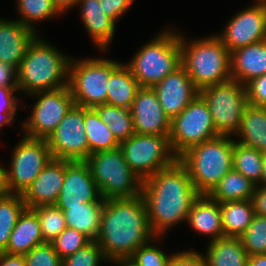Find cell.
I'll return each instance as SVG.
<instances>
[{"mask_svg": "<svg viewBox=\"0 0 266 266\" xmlns=\"http://www.w3.org/2000/svg\"><path fill=\"white\" fill-rule=\"evenodd\" d=\"M153 233L142 195L104 200L101 227L96 238L106 259L128 260Z\"/></svg>", "mask_w": 266, "mask_h": 266, "instance_id": "obj_1", "label": "cell"}, {"mask_svg": "<svg viewBox=\"0 0 266 266\" xmlns=\"http://www.w3.org/2000/svg\"><path fill=\"white\" fill-rule=\"evenodd\" d=\"M35 30L17 21L0 19V62L18 69L28 46L37 37Z\"/></svg>", "mask_w": 266, "mask_h": 266, "instance_id": "obj_20", "label": "cell"}, {"mask_svg": "<svg viewBox=\"0 0 266 266\" xmlns=\"http://www.w3.org/2000/svg\"><path fill=\"white\" fill-rule=\"evenodd\" d=\"M248 104L266 108V74L245 85Z\"/></svg>", "mask_w": 266, "mask_h": 266, "instance_id": "obj_43", "label": "cell"}, {"mask_svg": "<svg viewBox=\"0 0 266 266\" xmlns=\"http://www.w3.org/2000/svg\"><path fill=\"white\" fill-rule=\"evenodd\" d=\"M224 237H240L255 216L252 200H235L220 203Z\"/></svg>", "mask_w": 266, "mask_h": 266, "instance_id": "obj_28", "label": "cell"}, {"mask_svg": "<svg viewBox=\"0 0 266 266\" xmlns=\"http://www.w3.org/2000/svg\"><path fill=\"white\" fill-rule=\"evenodd\" d=\"M172 256L151 245L139 247L128 261L134 266H167Z\"/></svg>", "mask_w": 266, "mask_h": 266, "instance_id": "obj_41", "label": "cell"}, {"mask_svg": "<svg viewBox=\"0 0 266 266\" xmlns=\"http://www.w3.org/2000/svg\"><path fill=\"white\" fill-rule=\"evenodd\" d=\"M84 125L89 144V156L97 151L120 147V142L93 108L84 107Z\"/></svg>", "mask_w": 266, "mask_h": 266, "instance_id": "obj_31", "label": "cell"}, {"mask_svg": "<svg viewBox=\"0 0 266 266\" xmlns=\"http://www.w3.org/2000/svg\"><path fill=\"white\" fill-rule=\"evenodd\" d=\"M57 10L62 13L71 6L78 4V0H53Z\"/></svg>", "mask_w": 266, "mask_h": 266, "instance_id": "obj_51", "label": "cell"}, {"mask_svg": "<svg viewBox=\"0 0 266 266\" xmlns=\"http://www.w3.org/2000/svg\"><path fill=\"white\" fill-rule=\"evenodd\" d=\"M141 195L150 227L157 236L171 225L187 220L192 204L200 196L179 161L143 180Z\"/></svg>", "mask_w": 266, "mask_h": 266, "instance_id": "obj_2", "label": "cell"}, {"mask_svg": "<svg viewBox=\"0 0 266 266\" xmlns=\"http://www.w3.org/2000/svg\"><path fill=\"white\" fill-rule=\"evenodd\" d=\"M248 266H266V254H255L249 256Z\"/></svg>", "mask_w": 266, "mask_h": 266, "instance_id": "obj_50", "label": "cell"}, {"mask_svg": "<svg viewBox=\"0 0 266 266\" xmlns=\"http://www.w3.org/2000/svg\"><path fill=\"white\" fill-rule=\"evenodd\" d=\"M255 214L266 217V186L256 187L253 195Z\"/></svg>", "mask_w": 266, "mask_h": 266, "instance_id": "obj_47", "label": "cell"}, {"mask_svg": "<svg viewBox=\"0 0 266 266\" xmlns=\"http://www.w3.org/2000/svg\"><path fill=\"white\" fill-rule=\"evenodd\" d=\"M69 64L70 59L37 36L17 69L18 90L33 95L68 86ZM65 77L66 81L62 80Z\"/></svg>", "mask_w": 266, "mask_h": 266, "instance_id": "obj_3", "label": "cell"}, {"mask_svg": "<svg viewBox=\"0 0 266 266\" xmlns=\"http://www.w3.org/2000/svg\"><path fill=\"white\" fill-rule=\"evenodd\" d=\"M115 262L120 263L121 266H134L128 260H119V261H115Z\"/></svg>", "mask_w": 266, "mask_h": 266, "instance_id": "obj_53", "label": "cell"}, {"mask_svg": "<svg viewBox=\"0 0 266 266\" xmlns=\"http://www.w3.org/2000/svg\"><path fill=\"white\" fill-rule=\"evenodd\" d=\"M153 89L170 120L179 115L199 94V90L182 65L168 74Z\"/></svg>", "mask_w": 266, "mask_h": 266, "instance_id": "obj_18", "label": "cell"}, {"mask_svg": "<svg viewBox=\"0 0 266 266\" xmlns=\"http://www.w3.org/2000/svg\"><path fill=\"white\" fill-rule=\"evenodd\" d=\"M241 141H235L266 153V108L248 104L241 119Z\"/></svg>", "mask_w": 266, "mask_h": 266, "instance_id": "obj_26", "label": "cell"}, {"mask_svg": "<svg viewBox=\"0 0 266 266\" xmlns=\"http://www.w3.org/2000/svg\"><path fill=\"white\" fill-rule=\"evenodd\" d=\"M70 160L51 159L22 194L27 208L55 205L64 182L66 164Z\"/></svg>", "mask_w": 266, "mask_h": 266, "instance_id": "obj_19", "label": "cell"}, {"mask_svg": "<svg viewBox=\"0 0 266 266\" xmlns=\"http://www.w3.org/2000/svg\"><path fill=\"white\" fill-rule=\"evenodd\" d=\"M207 102L218 135L237 134L248 105L246 88L236 80L207 86L199 91ZM230 134V135H229Z\"/></svg>", "mask_w": 266, "mask_h": 266, "instance_id": "obj_9", "label": "cell"}, {"mask_svg": "<svg viewBox=\"0 0 266 266\" xmlns=\"http://www.w3.org/2000/svg\"><path fill=\"white\" fill-rule=\"evenodd\" d=\"M186 221L201 234L213 236L211 241L224 237L220 203L208 195H200L194 201Z\"/></svg>", "mask_w": 266, "mask_h": 266, "instance_id": "obj_23", "label": "cell"}, {"mask_svg": "<svg viewBox=\"0 0 266 266\" xmlns=\"http://www.w3.org/2000/svg\"><path fill=\"white\" fill-rule=\"evenodd\" d=\"M25 208L22 194L9 193L0 197V252L7 248L10 235Z\"/></svg>", "mask_w": 266, "mask_h": 266, "instance_id": "obj_33", "label": "cell"}, {"mask_svg": "<svg viewBox=\"0 0 266 266\" xmlns=\"http://www.w3.org/2000/svg\"><path fill=\"white\" fill-rule=\"evenodd\" d=\"M92 240L74 228L66 227L51 243L59 256L65 257L74 254Z\"/></svg>", "mask_w": 266, "mask_h": 266, "instance_id": "obj_38", "label": "cell"}, {"mask_svg": "<svg viewBox=\"0 0 266 266\" xmlns=\"http://www.w3.org/2000/svg\"><path fill=\"white\" fill-rule=\"evenodd\" d=\"M105 255L96 240L62 259V266H98Z\"/></svg>", "mask_w": 266, "mask_h": 266, "instance_id": "obj_39", "label": "cell"}, {"mask_svg": "<svg viewBox=\"0 0 266 266\" xmlns=\"http://www.w3.org/2000/svg\"><path fill=\"white\" fill-rule=\"evenodd\" d=\"M24 257L26 266H62V258L54 250L52 243L39 244Z\"/></svg>", "mask_w": 266, "mask_h": 266, "instance_id": "obj_40", "label": "cell"}, {"mask_svg": "<svg viewBox=\"0 0 266 266\" xmlns=\"http://www.w3.org/2000/svg\"><path fill=\"white\" fill-rule=\"evenodd\" d=\"M40 221L44 242L51 243L66 227L64 212L56 205L32 208Z\"/></svg>", "mask_w": 266, "mask_h": 266, "instance_id": "obj_35", "label": "cell"}, {"mask_svg": "<svg viewBox=\"0 0 266 266\" xmlns=\"http://www.w3.org/2000/svg\"><path fill=\"white\" fill-rule=\"evenodd\" d=\"M264 153L234 141L233 169L258 185L261 182Z\"/></svg>", "mask_w": 266, "mask_h": 266, "instance_id": "obj_34", "label": "cell"}, {"mask_svg": "<svg viewBox=\"0 0 266 266\" xmlns=\"http://www.w3.org/2000/svg\"><path fill=\"white\" fill-rule=\"evenodd\" d=\"M217 36L229 52L266 40V0L239 12Z\"/></svg>", "mask_w": 266, "mask_h": 266, "instance_id": "obj_15", "label": "cell"}, {"mask_svg": "<svg viewBox=\"0 0 266 266\" xmlns=\"http://www.w3.org/2000/svg\"><path fill=\"white\" fill-rule=\"evenodd\" d=\"M107 16L116 20L126 11L133 0H99Z\"/></svg>", "mask_w": 266, "mask_h": 266, "instance_id": "obj_45", "label": "cell"}, {"mask_svg": "<svg viewBox=\"0 0 266 266\" xmlns=\"http://www.w3.org/2000/svg\"><path fill=\"white\" fill-rule=\"evenodd\" d=\"M230 63L231 78L244 86L266 74V40L232 51Z\"/></svg>", "mask_w": 266, "mask_h": 266, "instance_id": "obj_21", "label": "cell"}, {"mask_svg": "<svg viewBox=\"0 0 266 266\" xmlns=\"http://www.w3.org/2000/svg\"><path fill=\"white\" fill-rule=\"evenodd\" d=\"M0 86L18 87L17 69L4 62H0Z\"/></svg>", "mask_w": 266, "mask_h": 266, "instance_id": "obj_46", "label": "cell"}, {"mask_svg": "<svg viewBox=\"0 0 266 266\" xmlns=\"http://www.w3.org/2000/svg\"><path fill=\"white\" fill-rule=\"evenodd\" d=\"M42 243L44 240L37 213L32 208L26 207L10 235L7 248L3 252L26 255Z\"/></svg>", "mask_w": 266, "mask_h": 266, "instance_id": "obj_22", "label": "cell"}, {"mask_svg": "<svg viewBox=\"0 0 266 266\" xmlns=\"http://www.w3.org/2000/svg\"><path fill=\"white\" fill-rule=\"evenodd\" d=\"M206 255L207 266H248L249 255L239 237L211 241Z\"/></svg>", "mask_w": 266, "mask_h": 266, "instance_id": "obj_27", "label": "cell"}, {"mask_svg": "<svg viewBox=\"0 0 266 266\" xmlns=\"http://www.w3.org/2000/svg\"><path fill=\"white\" fill-rule=\"evenodd\" d=\"M0 266H26L24 255L0 252Z\"/></svg>", "mask_w": 266, "mask_h": 266, "instance_id": "obj_48", "label": "cell"}, {"mask_svg": "<svg viewBox=\"0 0 266 266\" xmlns=\"http://www.w3.org/2000/svg\"><path fill=\"white\" fill-rule=\"evenodd\" d=\"M85 162L104 200L141 195L143 180L127 164L120 147L92 153Z\"/></svg>", "mask_w": 266, "mask_h": 266, "instance_id": "obj_6", "label": "cell"}, {"mask_svg": "<svg viewBox=\"0 0 266 266\" xmlns=\"http://www.w3.org/2000/svg\"><path fill=\"white\" fill-rule=\"evenodd\" d=\"M217 136L207 102L200 94L171 120L169 137L172 151L178 157L189 148Z\"/></svg>", "mask_w": 266, "mask_h": 266, "instance_id": "obj_11", "label": "cell"}, {"mask_svg": "<svg viewBox=\"0 0 266 266\" xmlns=\"http://www.w3.org/2000/svg\"><path fill=\"white\" fill-rule=\"evenodd\" d=\"M18 9L23 16L19 22L33 30L32 21L44 20L60 13L53 0H18Z\"/></svg>", "mask_w": 266, "mask_h": 266, "instance_id": "obj_37", "label": "cell"}, {"mask_svg": "<svg viewBox=\"0 0 266 266\" xmlns=\"http://www.w3.org/2000/svg\"><path fill=\"white\" fill-rule=\"evenodd\" d=\"M135 134L169 135L171 120L164 113L153 88L140 87L130 107Z\"/></svg>", "mask_w": 266, "mask_h": 266, "instance_id": "obj_17", "label": "cell"}, {"mask_svg": "<svg viewBox=\"0 0 266 266\" xmlns=\"http://www.w3.org/2000/svg\"><path fill=\"white\" fill-rule=\"evenodd\" d=\"M256 184L234 169L230 170L208 196L219 203L235 200H252Z\"/></svg>", "mask_w": 266, "mask_h": 266, "instance_id": "obj_30", "label": "cell"}, {"mask_svg": "<svg viewBox=\"0 0 266 266\" xmlns=\"http://www.w3.org/2000/svg\"><path fill=\"white\" fill-rule=\"evenodd\" d=\"M15 90H18V87L0 86V127L4 124L8 125L11 123L16 115L15 112L17 110V99H15L16 97L12 96Z\"/></svg>", "mask_w": 266, "mask_h": 266, "instance_id": "obj_42", "label": "cell"}, {"mask_svg": "<svg viewBox=\"0 0 266 266\" xmlns=\"http://www.w3.org/2000/svg\"><path fill=\"white\" fill-rule=\"evenodd\" d=\"M101 197L89 165L85 161H69L66 164L64 182L55 205L61 210L82 206Z\"/></svg>", "mask_w": 266, "mask_h": 266, "instance_id": "obj_16", "label": "cell"}, {"mask_svg": "<svg viewBox=\"0 0 266 266\" xmlns=\"http://www.w3.org/2000/svg\"><path fill=\"white\" fill-rule=\"evenodd\" d=\"M69 64L68 87L74 104L94 108L106 103L111 73L120 63L108 59H86Z\"/></svg>", "mask_w": 266, "mask_h": 266, "instance_id": "obj_8", "label": "cell"}, {"mask_svg": "<svg viewBox=\"0 0 266 266\" xmlns=\"http://www.w3.org/2000/svg\"><path fill=\"white\" fill-rule=\"evenodd\" d=\"M84 129V107L74 104L47 139L52 158L85 161L89 144Z\"/></svg>", "mask_w": 266, "mask_h": 266, "instance_id": "obj_13", "label": "cell"}, {"mask_svg": "<svg viewBox=\"0 0 266 266\" xmlns=\"http://www.w3.org/2000/svg\"><path fill=\"white\" fill-rule=\"evenodd\" d=\"M78 3L81 4L85 28L94 42L101 49H105L114 35L115 21L102 10L103 7L99 0H78Z\"/></svg>", "mask_w": 266, "mask_h": 266, "instance_id": "obj_24", "label": "cell"}, {"mask_svg": "<svg viewBox=\"0 0 266 266\" xmlns=\"http://www.w3.org/2000/svg\"><path fill=\"white\" fill-rule=\"evenodd\" d=\"M262 183H263V186H266V153H264L262 176H261L260 184Z\"/></svg>", "mask_w": 266, "mask_h": 266, "instance_id": "obj_52", "label": "cell"}, {"mask_svg": "<svg viewBox=\"0 0 266 266\" xmlns=\"http://www.w3.org/2000/svg\"><path fill=\"white\" fill-rule=\"evenodd\" d=\"M127 65L140 87L153 88L181 66L180 36L161 33L140 48Z\"/></svg>", "mask_w": 266, "mask_h": 266, "instance_id": "obj_7", "label": "cell"}, {"mask_svg": "<svg viewBox=\"0 0 266 266\" xmlns=\"http://www.w3.org/2000/svg\"><path fill=\"white\" fill-rule=\"evenodd\" d=\"M104 199L82 203V206L69 207L64 212L67 227L74 228L91 240H96L101 227Z\"/></svg>", "mask_w": 266, "mask_h": 266, "instance_id": "obj_25", "label": "cell"}, {"mask_svg": "<svg viewBox=\"0 0 266 266\" xmlns=\"http://www.w3.org/2000/svg\"><path fill=\"white\" fill-rule=\"evenodd\" d=\"M181 65L200 91L231 80L230 52L215 36L187 44L180 36Z\"/></svg>", "mask_w": 266, "mask_h": 266, "instance_id": "obj_5", "label": "cell"}, {"mask_svg": "<svg viewBox=\"0 0 266 266\" xmlns=\"http://www.w3.org/2000/svg\"><path fill=\"white\" fill-rule=\"evenodd\" d=\"M33 94L40 95V98L33 106L30 120L23 123L24 129H27L25 136L48 139L74 105V100L68 86Z\"/></svg>", "mask_w": 266, "mask_h": 266, "instance_id": "obj_14", "label": "cell"}, {"mask_svg": "<svg viewBox=\"0 0 266 266\" xmlns=\"http://www.w3.org/2000/svg\"><path fill=\"white\" fill-rule=\"evenodd\" d=\"M139 88L129 67L120 64L110 75L106 104L130 109Z\"/></svg>", "mask_w": 266, "mask_h": 266, "instance_id": "obj_29", "label": "cell"}, {"mask_svg": "<svg viewBox=\"0 0 266 266\" xmlns=\"http://www.w3.org/2000/svg\"><path fill=\"white\" fill-rule=\"evenodd\" d=\"M239 238L249 256L266 254V217L255 214L251 224Z\"/></svg>", "mask_w": 266, "mask_h": 266, "instance_id": "obj_36", "label": "cell"}, {"mask_svg": "<svg viewBox=\"0 0 266 266\" xmlns=\"http://www.w3.org/2000/svg\"><path fill=\"white\" fill-rule=\"evenodd\" d=\"M167 266H207L205 258L195 251L174 254Z\"/></svg>", "mask_w": 266, "mask_h": 266, "instance_id": "obj_44", "label": "cell"}, {"mask_svg": "<svg viewBox=\"0 0 266 266\" xmlns=\"http://www.w3.org/2000/svg\"><path fill=\"white\" fill-rule=\"evenodd\" d=\"M120 149L127 164L141 180L178 161V156L172 151L169 135L134 134L120 142Z\"/></svg>", "mask_w": 266, "mask_h": 266, "instance_id": "obj_10", "label": "cell"}, {"mask_svg": "<svg viewBox=\"0 0 266 266\" xmlns=\"http://www.w3.org/2000/svg\"><path fill=\"white\" fill-rule=\"evenodd\" d=\"M51 159L47 139L24 135L13 152L11 169L6 171L9 193L23 194Z\"/></svg>", "mask_w": 266, "mask_h": 266, "instance_id": "obj_12", "label": "cell"}, {"mask_svg": "<svg viewBox=\"0 0 266 266\" xmlns=\"http://www.w3.org/2000/svg\"><path fill=\"white\" fill-rule=\"evenodd\" d=\"M6 169L0 166V197L9 194L7 187Z\"/></svg>", "mask_w": 266, "mask_h": 266, "instance_id": "obj_49", "label": "cell"}, {"mask_svg": "<svg viewBox=\"0 0 266 266\" xmlns=\"http://www.w3.org/2000/svg\"><path fill=\"white\" fill-rule=\"evenodd\" d=\"M233 149L234 141L230 136L219 135L189 148L178 157L200 195H208L233 169Z\"/></svg>", "mask_w": 266, "mask_h": 266, "instance_id": "obj_4", "label": "cell"}, {"mask_svg": "<svg viewBox=\"0 0 266 266\" xmlns=\"http://www.w3.org/2000/svg\"><path fill=\"white\" fill-rule=\"evenodd\" d=\"M100 119L108 125L109 129L119 142L127 140L135 134L130 109L119 108L109 104H102L93 108Z\"/></svg>", "mask_w": 266, "mask_h": 266, "instance_id": "obj_32", "label": "cell"}]
</instances>
